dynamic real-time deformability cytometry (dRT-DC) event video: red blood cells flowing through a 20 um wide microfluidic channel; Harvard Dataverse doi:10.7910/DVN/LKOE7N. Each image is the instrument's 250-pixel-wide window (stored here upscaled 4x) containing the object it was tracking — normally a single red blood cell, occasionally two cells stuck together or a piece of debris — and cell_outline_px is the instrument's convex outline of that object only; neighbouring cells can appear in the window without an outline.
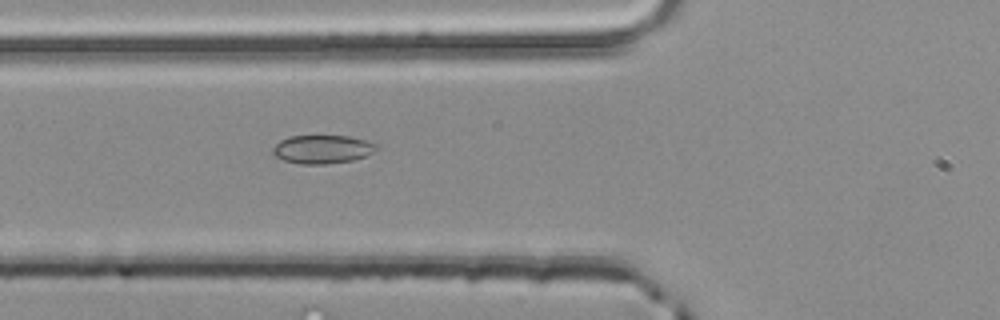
{"species": "common noctule bat (a hibernating species)", "species_latin": "Nyctalus noctula", "temperature_condition": "room temperature", "stored_images_in_passage": 35, "camera_frame_rate_fps": 3000, "um_per_image_px": 0.085, "animal": {"sex": "male", "body_mass_g": 20.4}, "frame": {"image": 1, "passage_image": 3, "time_ms": 0.667, "image_size_px": [1000, 320], "cell_outline_px": [[380, 148], [364, 156], [352, 160], [324, 164], [300, 164], [284, 160], [276, 156], [272, 152], [272, 148], [280, 140], [288, 136], [348, 136], [364, 140], [376, 144]], "centroid_in_image_um": [27.38, 12.68], "position_along_channel_um": 98.4, "area_um2": 17.05}}
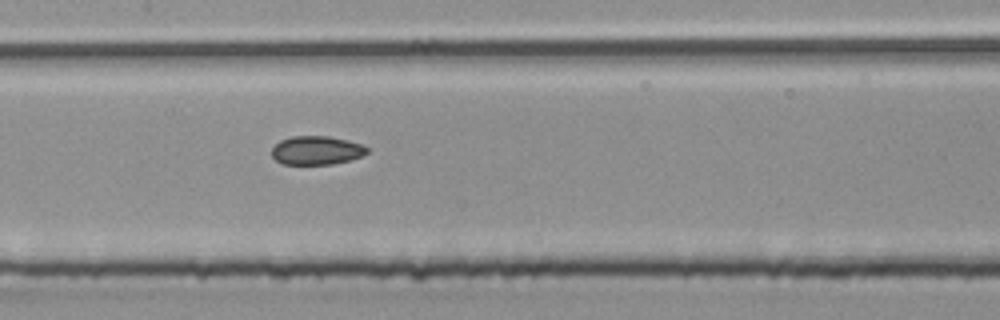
{"frame": {"image": 2, "passage_image": 9, "time_ms": 2.667, "image_size_px": [1000, 320], "cell_outline_px": [[368, 152], [364, 156], [332, 164], [284, 164], [276, 160], [272, 156], [272, 148], [280, 140], [292, 136], [328, 136], [348, 140], [360, 144], [368, 148]], "centroid_in_image_um": [26.91, 12.78], "position_along_channel_um": 180.5, "area_um2": 15.9}}
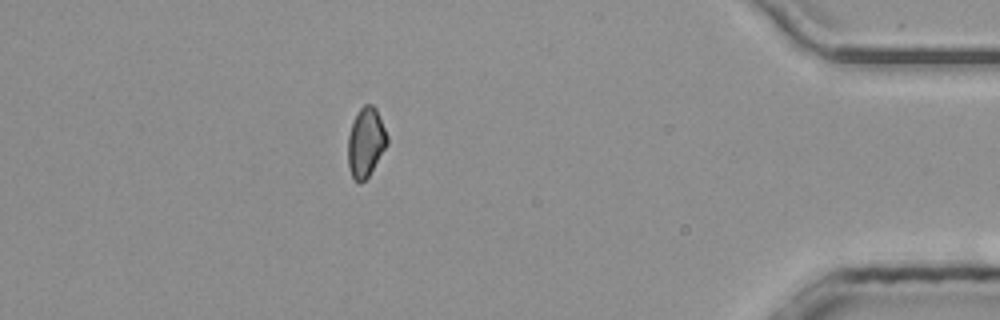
{"frame": {"image": 3, "passage_image": 29, "time_ms": 9.333, "image_size_px": [1000, 320], "cell_outline_px": [[388, 144], [368, 176], [360, 184], [352, 180], [348, 164], [348, 136], [352, 120], [356, 112], [364, 104], [372, 104], [376, 108], [388, 136]], "centroid_in_image_um": [31.07, 12.09], "position_along_channel_um": 404.1, "area_um2": 16.07}, "authors_computed_cell_mechanics": {"area_um2": 16.0684, "velocity_mm_per_s": 4.0754, "shape_relaxation_time_tau1_ms": 7.2669, "shape_relaxation_time_tau2_ms": 4.4916, "deformation_change_tau1": 0.0739, "deformation_change_tau2": 0.0886}}